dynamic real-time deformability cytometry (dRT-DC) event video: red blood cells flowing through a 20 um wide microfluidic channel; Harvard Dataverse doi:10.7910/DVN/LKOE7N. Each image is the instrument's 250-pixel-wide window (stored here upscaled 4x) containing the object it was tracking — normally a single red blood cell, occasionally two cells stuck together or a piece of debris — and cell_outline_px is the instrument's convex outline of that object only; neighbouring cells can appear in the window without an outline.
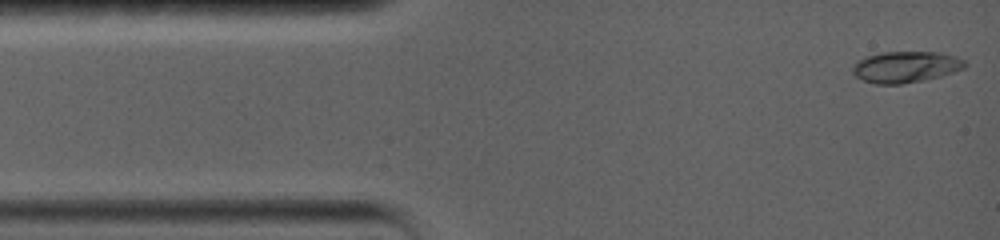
{"species": "common noctule bat (a hibernating species)", "species_latin": "Nyctalus noctula", "temperature_condition": "warm", "stored_images_in_passage": 17, "camera_frame_rate_fps": 5000, "um_per_image_px": 0.085, "animal": {"sex": "female", "body_mass_g": 19.0, "forearm_length_mm": 56.7}, "frame": {"image": 1, "passage_image": 1, "time_ms": 0.0, "image_size_px": [1000, 240], "cell_outline_px": [[968, 64], [964, 68], [940, 76], [924, 80], [900, 84], [876, 84], [864, 80], [856, 76], [852, 72], [852, 64], [856, 60], [868, 56], [884, 52], [940, 52], [964, 60]], "centroid_in_image_um": [76.96, 5.69], "position_along_channel_um": 8.0, "area_um2": 20.35}}
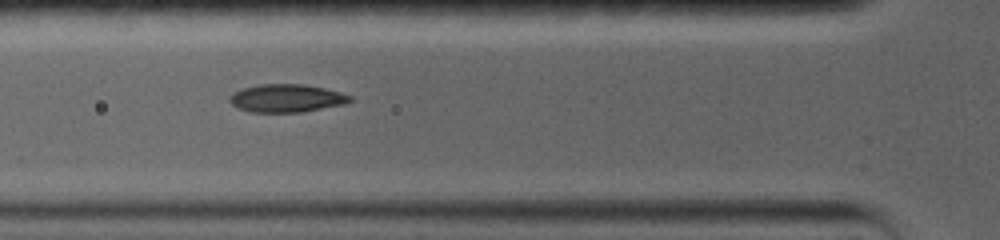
{"frame": {"image": 2, "passage_image": 10, "time_ms": 4.6, "image_size_px": [1000, 240], "cell_outline_px": [[352, 100], [344, 104], [300, 112], [248, 112], [232, 104], [228, 100], [228, 96], [232, 92], [244, 88], [260, 84], [300, 84], [324, 88], [340, 92], [352, 96]], "centroid_in_image_um": [24.32, 8.35], "position_along_channel_um": 101.5, "area_um2": 19.54}}
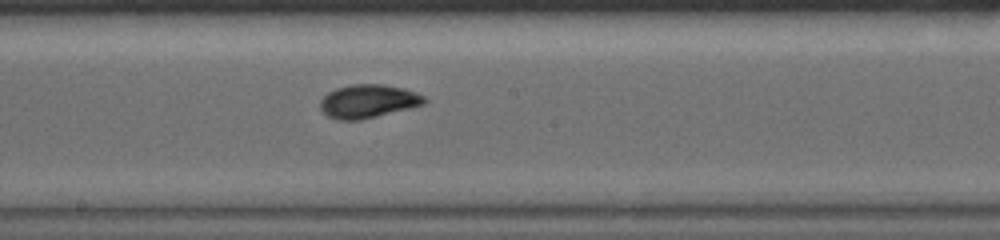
{"frame": {"image": 3, "passage_image": 17, "time_ms": 7.8, "image_size_px": [1000, 240], "cell_outline_px": [[428, 100], [424, 104], [412, 108], [360, 120], [336, 120], [328, 116], [320, 108], [320, 100], [328, 92], [336, 88], [348, 84], [384, 84], [404, 88], [416, 92], [424, 96]], "centroid_in_image_um": [31.31, 8.6], "position_along_channel_um": 216.9, "area_um2": 20.52}}